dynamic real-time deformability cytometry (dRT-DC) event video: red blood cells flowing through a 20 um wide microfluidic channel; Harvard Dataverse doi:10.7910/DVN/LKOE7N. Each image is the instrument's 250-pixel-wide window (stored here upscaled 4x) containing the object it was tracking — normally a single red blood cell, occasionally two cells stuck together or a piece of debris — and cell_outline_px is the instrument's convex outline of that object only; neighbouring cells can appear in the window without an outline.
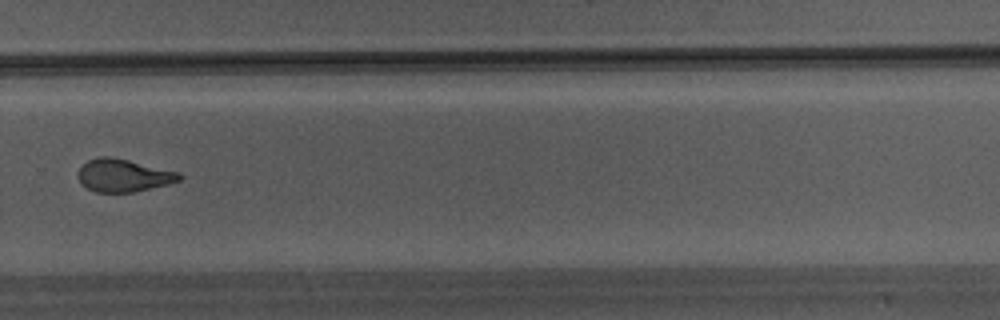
{"species": "Egyptian fruit bat (a non-hibernating species)", "species_latin": "Rousettus aegyptiacus", "temperature_condition": "warm", "stored_images_in_passage": 32, "camera_frame_rate_fps": 3000, "um_per_image_px": 0.085, "animal": {"sex": "male"}, "frame": {"image": 1, "passage_image": 19, "time_ms": 6.0, "image_size_px": [1000, 320], "cell_outline_px": [[184, 176], [180, 180], [168, 184], [132, 192], [96, 192], [88, 188], [76, 176], [76, 172], [88, 160], [100, 156], [108, 156], [128, 160], [180, 172]], "centroid_in_image_um": [10.5, 14.9], "position_along_channel_um": 319.3, "area_um2": 19.19}}